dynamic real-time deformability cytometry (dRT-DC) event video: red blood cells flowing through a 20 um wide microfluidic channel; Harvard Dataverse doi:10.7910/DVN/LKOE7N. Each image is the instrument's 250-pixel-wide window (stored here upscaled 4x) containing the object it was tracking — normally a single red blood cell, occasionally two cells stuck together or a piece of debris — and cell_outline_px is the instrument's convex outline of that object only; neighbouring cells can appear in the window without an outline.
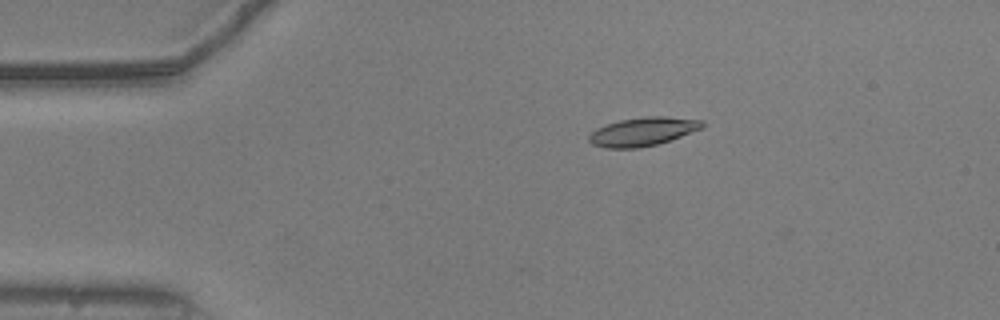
{"species": "common noctule bat (a hibernating species)", "species_latin": "Nyctalus noctula", "temperature_condition": "warm", "stored_images_in_passage": 45, "camera_frame_rate_fps": 3000, "um_per_image_px": 0.085, "animal": {"sex": "male", "body_mass_g": 20.5, "forearm_length_mm": 52.5}, "frame": {"image": 1, "passage_image": 1, "time_ms": 0.0, "image_size_px": [1000, 320], "cell_outline_px": [[704, 128], [656, 144], [636, 148], [604, 148], [592, 144], [588, 140], [588, 136], [596, 128], [620, 120], [644, 116], [668, 116], [704, 120]], "centroid_in_image_um": [54.65, 11.17], "position_along_channel_um": 30.4, "area_um2": 18.84}}
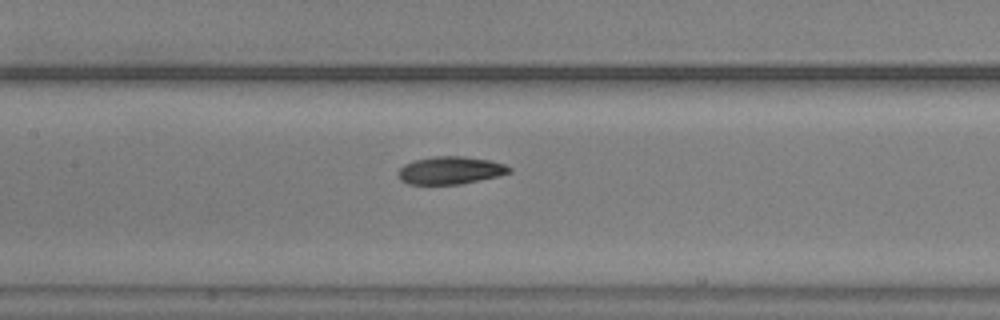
{"frame": {"image": 2, "passage_image": 16, "time_ms": 5.0, "image_size_px": [1000, 320], "cell_outline_px": [[512, 172], [500, 176], [460, 184], [408, 184], [400, 180], [396, 176], [396, 172], [404, 164], [412, 160], [432, 156], [464, 156], [488, 160], [504, 164], [512, 168]], "centroid_in_image_um": [38.25, 14.48], "position_along_channel_um": 169.2, "area_um2": 18.21}}
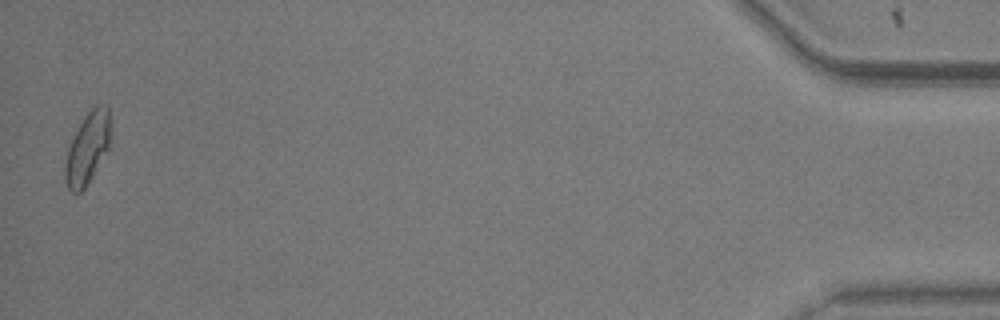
{"frame": {"image": 3, "passage_image": 44, "time_ms": 14.333, "image_size_px": [1000, 320], "cell_outline_px": [[112, 132], [108, 148], [92, 176], [84, 188], [80, 192], [72, 192], [68, 188], [64, 180], [64, 164], [68, 148], [84, 116], [96, 104], [104, 104], [108, 108], [112, 128]], "centroid_in_image_um": [7.45, 12.57], "position_along_channel_um": 427.7, "area_um2": 18.9}, "authors_computed_cell_mechanics": {"area_um2": 18.5538, "velocity_mm_per_s": 3.764, "shape_relaxation_time_tau1_ms": 3.7291, "shape_relaxation_time_tau2_ms": 2.9996, "deformation_change_tau1": 0.1337, "deformation_change_tau2": 0.0815}}